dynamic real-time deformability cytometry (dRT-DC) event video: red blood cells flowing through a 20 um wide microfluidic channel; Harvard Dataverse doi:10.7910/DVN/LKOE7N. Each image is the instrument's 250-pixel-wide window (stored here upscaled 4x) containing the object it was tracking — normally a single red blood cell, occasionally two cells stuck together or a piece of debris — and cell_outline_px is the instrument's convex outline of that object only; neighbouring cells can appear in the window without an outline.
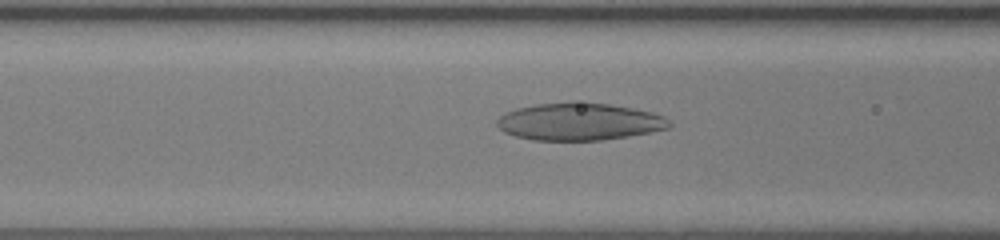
{"species": "human", "species_latin": "Homo sapiens", "temperature_condition": "room temperature", "stored_images_in_passage": 33, "camera_frame_rate_fps": 3000, "um_per_image_px": 0.085, "donor": {"sex": "female"}, "frame": {"image": 1, "passage_image": 6, "time_ms": 1.667, "image_size_px": [1000, 240], "cell_outline_px": [[672, 124], [668, 128], [628, 136], [600, 140], [532, 140], [516, 136], [504, 132], [496, 124], [496, 120], [500, 116], [516, 108], [536, 104], [608, 104], [632, 108], [652, 112], [664, 116]], "centroid_in_image_um": [49.23, 10.37], "position_along_channel_um": 117.4, "area_um2": 36.59}}
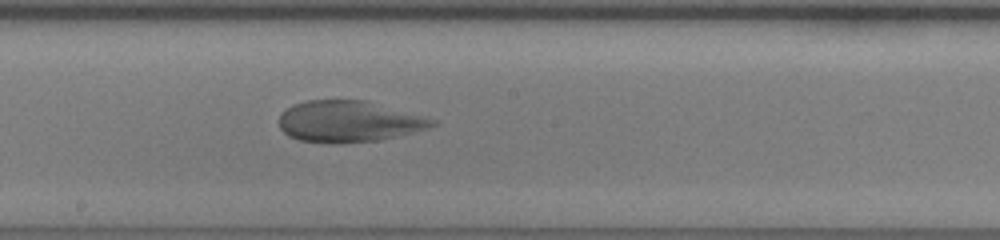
{"frame": {"image": 2, "passage_image": 13, "time_ms": 4.0, "image_size_px": [1000, 240], "cell_outline_px": [[436, 124], [428, 128], [380, 140], [332, 144], [328, 144], [300, 140], [288, 136], [280, 128], [280, 112], [292, 104], [304, 100], [364, 100], [436, 120]], "centroid_in_image_um": [29.57, 10.33], "position_along_channel_um": 218.6, "area_um2": 36.7}}
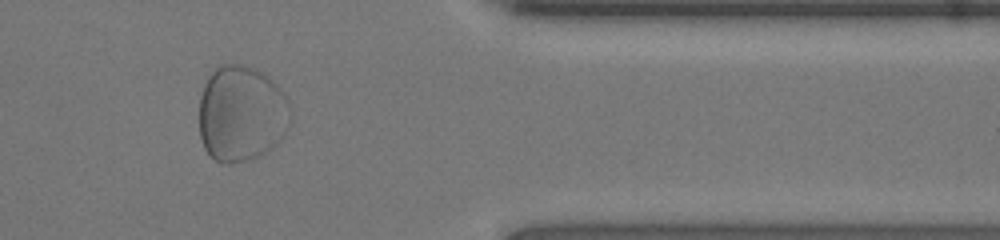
{"frame": {"image": 3, "passage_image": 26, "time_ms": 8.333, "image_size_px": [1000, 240], "cell_outline_px": [[284, 136], [268, 152], [260, 156], [228, 164], [220, 164], [204, 148], [200, 136], [200, 96], [204, 84], [208, 76], [220, 64], [240, 64], [264, 72], [276, 84], [284, 96]], "centroid_in_image_um": [20.43, 9.66], "position_along_channel_um": 391.0, "area_um2": 50.17}, "authors_computed_cell_mechanics": {"area_um2": 38.8416, "velocity_mm_per_s": 4.3544, "shape_relaxation_time_tau1_ms": 8.7462, "shape_relaxation_time_tau2_ms": null, "deformation_change_tau1": 0.3093, "deformation_change_tau2": null}}